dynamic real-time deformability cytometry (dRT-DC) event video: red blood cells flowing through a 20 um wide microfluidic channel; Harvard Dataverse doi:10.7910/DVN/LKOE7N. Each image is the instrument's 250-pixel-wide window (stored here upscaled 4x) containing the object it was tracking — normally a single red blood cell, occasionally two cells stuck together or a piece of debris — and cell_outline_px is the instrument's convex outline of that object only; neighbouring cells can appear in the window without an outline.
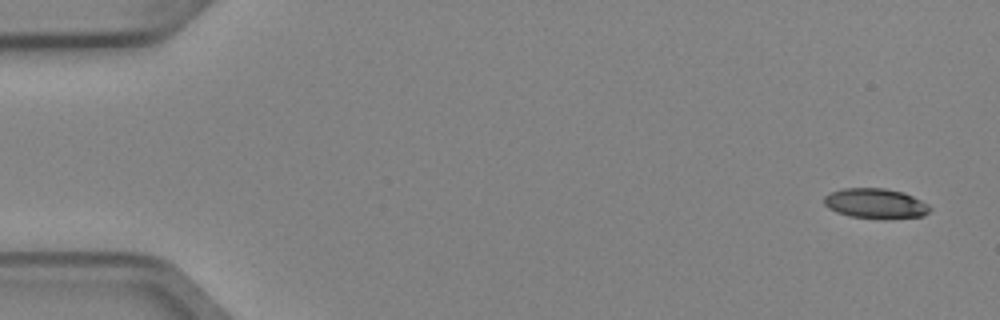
{"species": "Egyptian fruit bat (a non-hibernating species)", "species_latin": "Rousettus aegyptiacus", "temperature_condition": "cold", "stored_images_in_passage": 5, "camera_frame_rate_fps": 3000, "um_per_image_px": 0.085, "animal": {"sex": "female"}, "frame": {"image": 1, "passage_image": 1, "time_ms": 0.0, "image_size_px": [1000, 320], "cell_outline_px": [[932, 208], [924, 216], [848, 216], [836, 212], [828, 208], [824, 204], [824, 196], [832, 192], [844, 188], [884, 188], [904, 192], [928, 204]], "centroid_in_image_um": [74.38, 17.24], "position_along_channel_um": 10.6, "area_um2": 17.74}}